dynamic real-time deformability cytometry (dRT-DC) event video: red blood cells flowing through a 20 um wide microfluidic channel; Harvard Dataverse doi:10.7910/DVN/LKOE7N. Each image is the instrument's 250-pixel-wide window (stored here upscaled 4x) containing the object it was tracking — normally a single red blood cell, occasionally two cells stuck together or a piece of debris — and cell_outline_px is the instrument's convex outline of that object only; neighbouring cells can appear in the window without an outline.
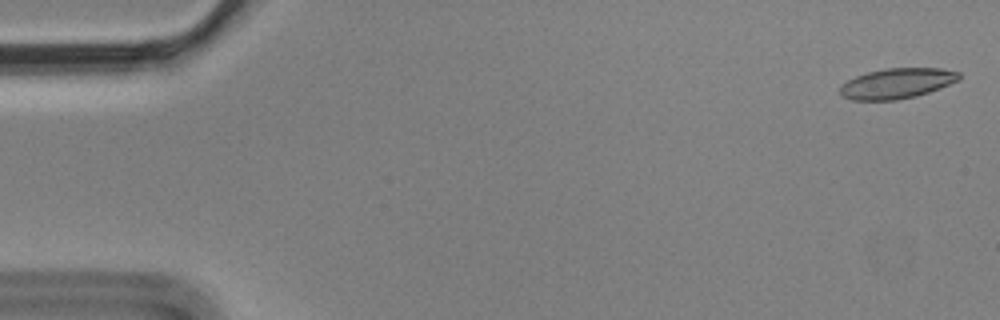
{"species": "Egyptian fruit bat (a non-hibernating species)", "species_latin": "Rousettus aegyptiacus", "temperature_condition": "cold", "stored_images_in_passage": 6, "camera_frame_rate_fps": 3000, "um_per_image_px": 0.085, "animal": {"sex": "male"}, "frame": {"image": 1, "passage_image": 1, "time_ms": 0.0, "image_size_px": [1000, 320], "cell_outline_px": [[960, 80], [940, 88], [916, 96], [896, 100], [852, 100], [840, 96], [840, 88], [848, 80], [856, 76], [868, 72], [884, 68], [940, 68], [960, 72]], "centroid_in_image_um": [76.25, 7.09], "position_along_channel_um": 8.7, "area_um2": 21.04}}
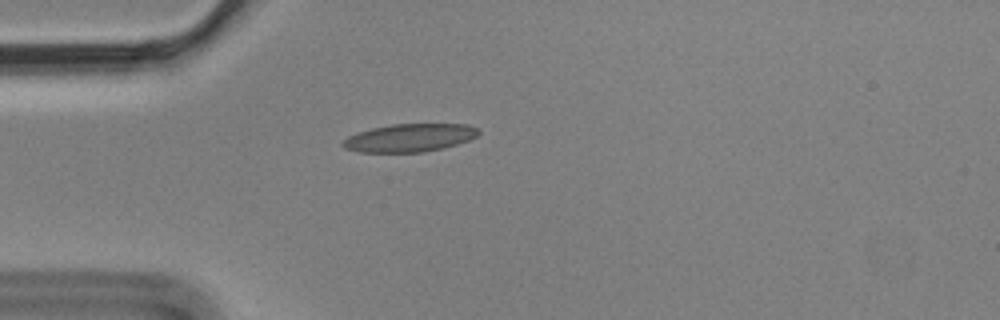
{"frame": {"image": 2, "passage_image": 5, "time_ms": 1.333, "image_size_px": [1000, 320], "cell_outline_px": [[480, 132], [476, 136], [468, 140], [456, 144], [424, 152], [360, 152], [344, 148], [340, 144], [348, 136], [372, 128], [392, 124], [468, 124], [476, 128]], "centroid_in_image_um": [34.79, 11.71], "position_along_channel_um": 50.2, "area_um2": 21.91}}